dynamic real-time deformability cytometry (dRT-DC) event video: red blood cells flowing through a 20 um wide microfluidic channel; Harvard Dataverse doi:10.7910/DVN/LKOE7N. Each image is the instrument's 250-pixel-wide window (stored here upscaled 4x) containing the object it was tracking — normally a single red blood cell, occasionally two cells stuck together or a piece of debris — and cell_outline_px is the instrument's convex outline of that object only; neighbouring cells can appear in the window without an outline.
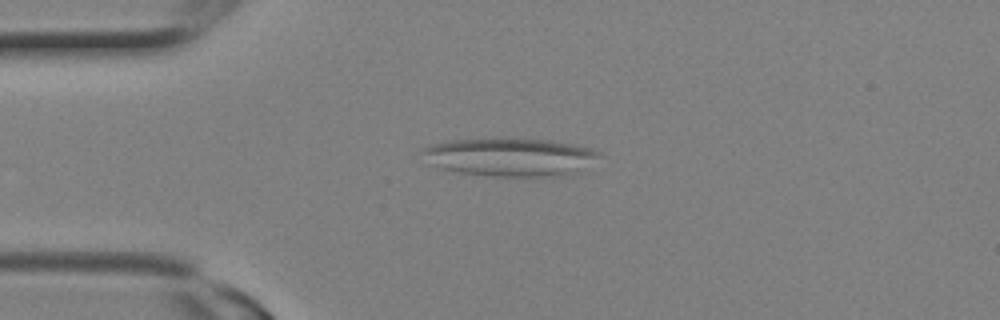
{"species": "Egyptian fruit bat (a non-hibernating species)", "species_latin": "Rousettus aegyptiacus", "temperature_condition": "room temperature", "stored_images_in_passage": 16, "camera_frame_rate_fps": 3000, "um_per_image_px": 0.085, "animal": {"sex": "female"}, "frame": {"image": 1, "passage_image": 6, "time_ms": 1.667, "image_size_px": [1000, 320], "cell_outline_px": [[600, 156], [584, 172], [572, 176], [492, 176], [460, 172], [440, 168], [424, 164], [420, 152], [424, 148], [432, 144], [452, 140], [508, 136], [548, 140], [572, 144], [592, 148], [600, 152]], "centroid_in_image_um": [43.37, 13.34], "position_along_channel_um": 41.6, "area_um2": 40.92}}
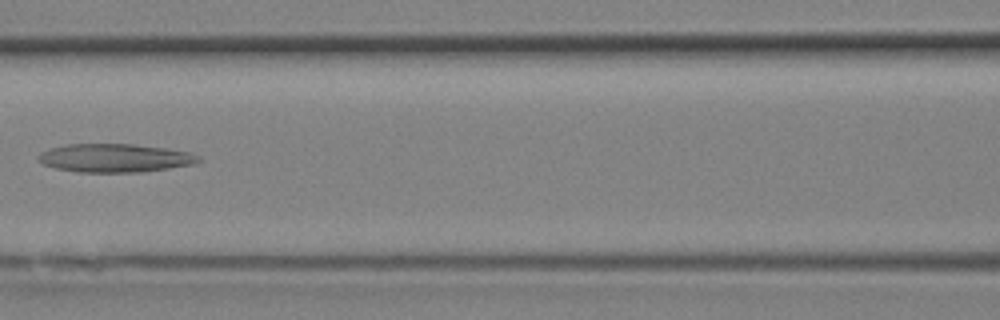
{"frame": {"image": 2, "passage_image": 11, "time_ms": 3.333, "image_size_px": [1000, 320], "cell_outline_px": [[200, 160], [192, 164], [168, 168], [140, 172], [76, 172], [56, 168], [44, 164], [36, 156], [40, 152], [64, 144], [136, 144], [168, 148], [188, 152], [200, 156]], "centroid_in_image_um": [9.75, 13.42], "position_along_channel_um": 156.8, "area_um2": 26.47}}
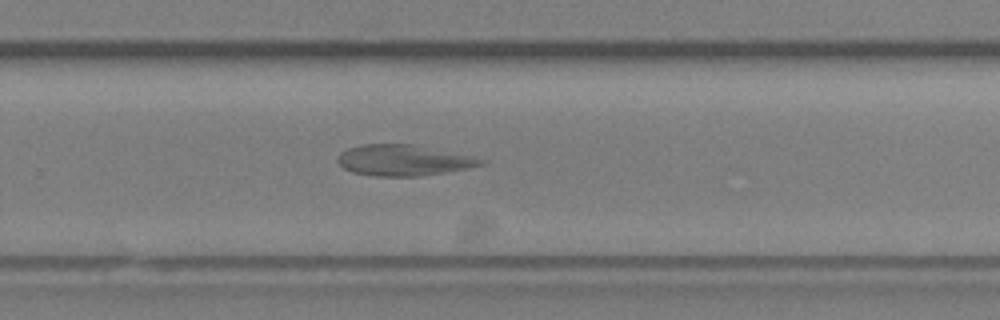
{"frame": {"image": 3, "passage_image": 16, "time_ms": 5.0, "image_size_px": [1000, 320], "cell_outline_px": [[488, 160], [484, 164], [468, 168], [420, 176], [376, 176], [352, 172], [344, 168], [336, 160], [336, 156], [340, 152], [348, 148], [360, 144], [412, 144], [472, 156]], "centroid_in_image_um": [34.27, 13.62], "position_along_channel_um": 295.5, "area_um2": 25.78}}